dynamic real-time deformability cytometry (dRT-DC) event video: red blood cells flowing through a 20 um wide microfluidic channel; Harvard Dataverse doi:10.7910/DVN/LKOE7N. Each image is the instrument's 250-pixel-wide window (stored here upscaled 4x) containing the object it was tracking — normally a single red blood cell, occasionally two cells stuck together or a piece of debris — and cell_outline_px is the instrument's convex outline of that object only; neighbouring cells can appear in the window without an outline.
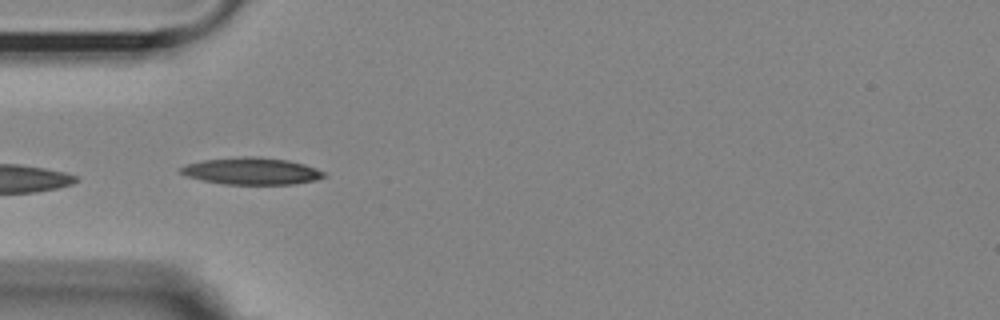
{"species": "Egyptian fruit bat (a non-hibernating species)", "species_latin": "Rousettus aegyptiacus", "temperature_condition": "room temperature", "stored_images_in_passage": 25, "camera_frame_rate_fps": 3000, "um_per_image_px": 0.085, "animal": {"sex": "female"}, "frame": {"image": 1, "passage_image": 1, "time_ms": 0.0, "image_size_px": [1000, 320], "cell_outline_px": [[328, 176], [316, 180], [292, 184], [224, 184], [204, 180], [188, 176], [180, 172], [180, 168], [188, 164], [204, 160], [244, 156], [256, 156], [288, 160], [304, 164], [324, 172]], "centroid_in_image_um": [21.43, 14.54], "position_along_channel_um": 63.6, "area_um2": 22.25}}
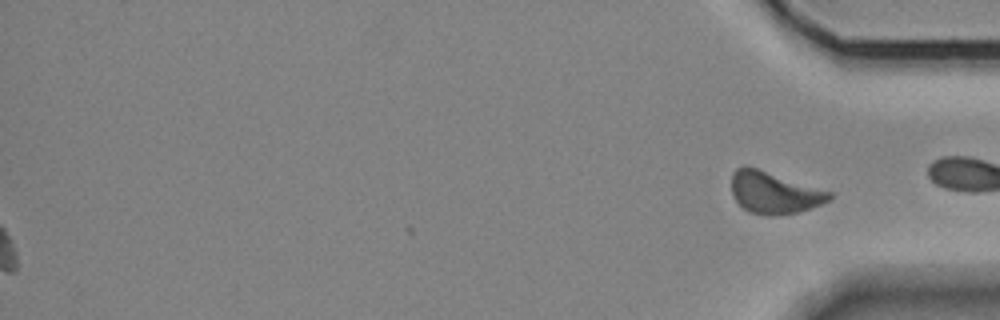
{"frame": {"image": 2, "passage_image": 25, "time_ms": 8.0, "image_size_px": [1000, 320], "cell_outline_px": [[832, 196], [828, 200], [820, 204], [796, 212], [776, 216], [768, 216], [748, 212], [736, 200], [732, 192], [732, 172], [736, 168], [756, 168], [832, 192]], "centroid_in_image_um": [65.78, 16.4], "position_along_channel_um": 369.4, "area_um2": 23.29}, "authors_computed_cell_mechanics": {"area_um2": 22.8888, "velocity_mm_per_s": 3.5631, "shape_relaxation_time_tau1_ms": 3.0156, "shape_relaxation_time_tau2_ms": null, "deformation_change_tau1": 0.0904, "deformation_change_tau2": null}}